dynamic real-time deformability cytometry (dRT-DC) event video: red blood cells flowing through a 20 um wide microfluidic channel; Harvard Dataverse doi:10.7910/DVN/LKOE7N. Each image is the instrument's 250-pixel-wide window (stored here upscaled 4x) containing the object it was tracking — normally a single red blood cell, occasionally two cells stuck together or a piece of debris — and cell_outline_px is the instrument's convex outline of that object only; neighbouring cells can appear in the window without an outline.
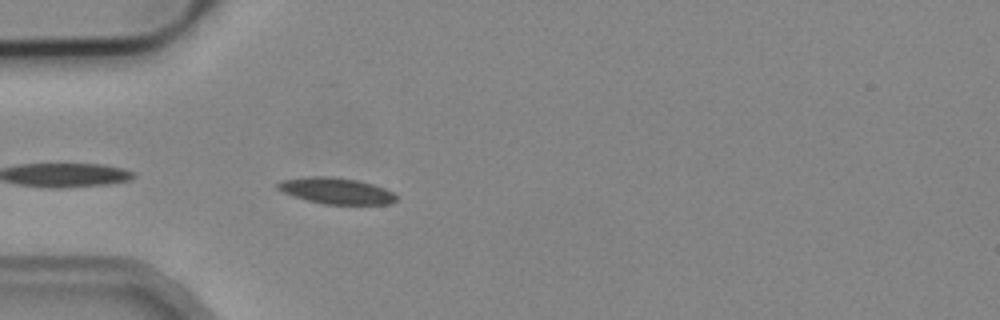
{"species": "common noctule bat (a hibernating species)", "species_latin": "Nyctalus noctula", "temperature_condition": "cold", "stored_images_in_passage": 2, "camera_frame_rate_fps": 3000, "um_per_image_px": 0.085, "animal": {"sex": "male", "body_mass_g": 19.2, "forearm_length_mm": 51.8}, "frame": {"image": 1, "passage_image": 2, "time_ms": 1.0, "image_size_px": [1000, 320], "cell_outline_px": [[396, 200], [392, 204], [324, 204], [308, 200], [284, 192], [276, 188], [276, 184], [280, 180], [308, 176], [328, 176], [356, 180], [372, 184], [384, 188], [392, 192], [396, 196]], "centroid_in_image_um": [28.56, 16.21], "position_along_channel_um": 56.4, "area_um2": 17.92}}